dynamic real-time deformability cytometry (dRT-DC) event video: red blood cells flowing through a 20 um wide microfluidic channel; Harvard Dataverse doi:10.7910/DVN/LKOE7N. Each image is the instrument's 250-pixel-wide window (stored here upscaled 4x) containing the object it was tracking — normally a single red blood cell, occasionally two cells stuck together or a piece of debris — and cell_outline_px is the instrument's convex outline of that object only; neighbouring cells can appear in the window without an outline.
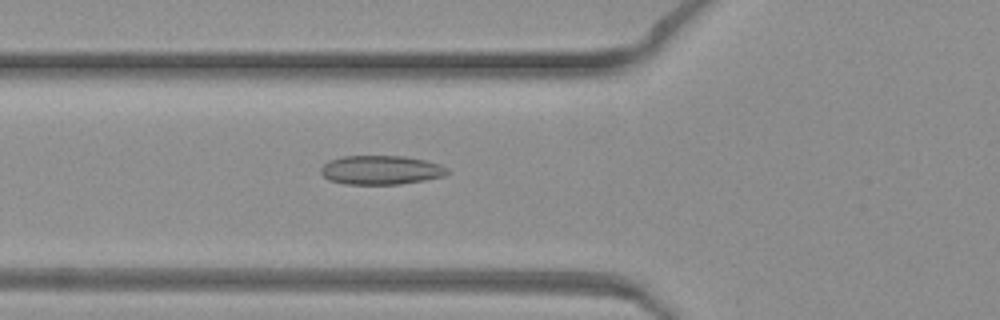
{"species": "common noctule bat (a hibernating species)", "species_latin": "Nyctalus noctula", "temperature_condition": "warm", "stored_images_in_passage": 41, "camera_frame_rate_fps": 3000, "um_per_image_px": 0.085, "animal": {"sex": "female", "body_mass_g": 19.3, "forearm_length_mm": 54.1}, "frame": {"image": 1, "passage_image": 11, "time_ms": 3.333, "image_size_px": [1000, 320], "cell_outline_px": [[448, 172], [444, 176], [424, 180], [400, 184], [344, 184], [328, 180], [320, 172], [320, 168], [328, 160], [344, 156], [404, 156], [424, 160], [440, 164], [448, 168]], "centroid_in_image_um": [32.35, 14.45], "position_along_channel_um": 93.4, "area_um2": 21.44}}
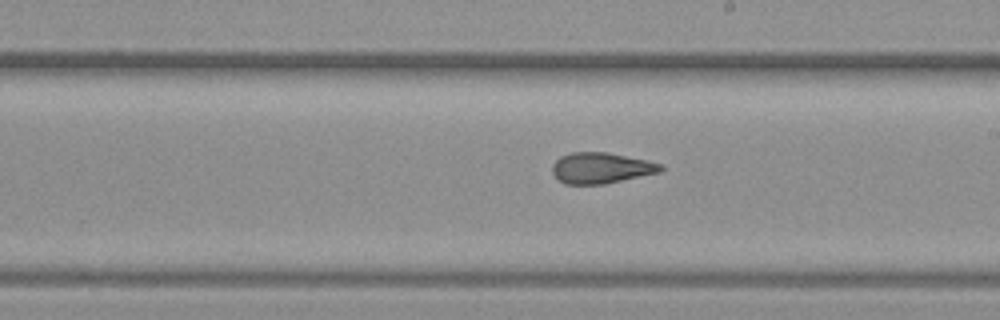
{"frame": {"image": 2, "passage_image": 21, "time_ms": 6.667, "image_size_px": [1000, 320], "cell_outline_px": [[664, 168], [660, 172], [604, 184], [564, 184], [552, 172], [552, 164], [560, 156], [572, 152], [608, 152], [648, 160], [664, 164]], "centroid_in_image_um": [51.11, 14.27], "position_along_channel_um": 237.9, "area_um2": 19.59}}
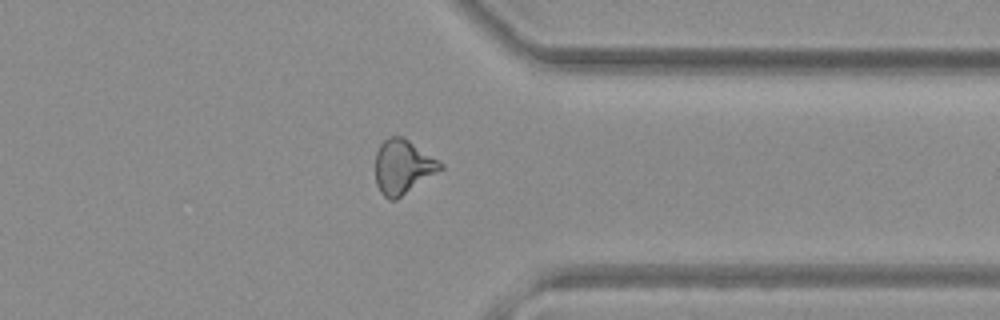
{"frame": {"image": 3, "passage_image": 31, "time_ms": 10.0, "image_size_px": [1000, 320], "cell_outline_px": [[444, 168], [396, 200], [388, 200], [380, 192], [376, 184], [376, 152], [380, 144], [388, 136], [404, 136], [444, 164]], "centroid_in_image_um": [34.24, 14.17], "position_along_channel_um": 377.2, "area_um2": 20.69}}